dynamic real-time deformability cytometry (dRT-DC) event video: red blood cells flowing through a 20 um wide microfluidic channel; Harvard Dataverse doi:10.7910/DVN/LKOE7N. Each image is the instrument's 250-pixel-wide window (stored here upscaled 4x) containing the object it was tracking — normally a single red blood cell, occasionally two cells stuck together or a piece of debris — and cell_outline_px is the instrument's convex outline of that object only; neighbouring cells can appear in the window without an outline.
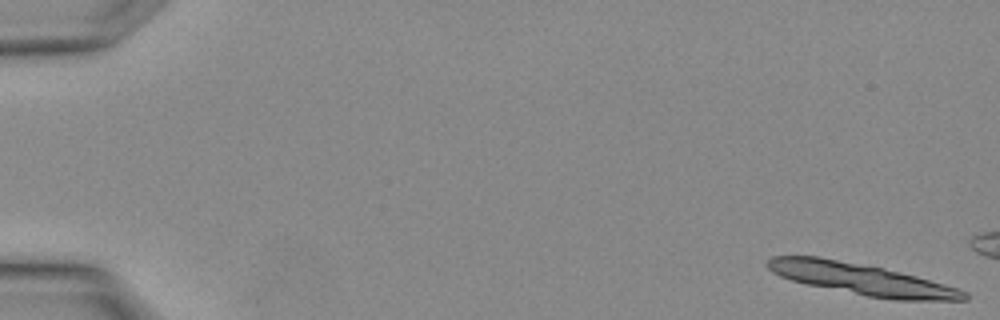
{"species": "Egyptian fruit bat (a non-hibernating species)", "species_latin": "Rousettus aegyptiacus", "temperature_condition": "warm", "stored_images_in_passage": 3, "camera_frame_rate_fps": 3000, "um_per_image_px": 0.085, "animal": {"sex": "female"}, "frame": {"image": 1, "passage_image": 1, "time_ms": 0.0, "image_size_px": [1000, 320], "cell_outline_px": [[968, 300], [892, 300], [868, 296], [808, 284], [792, 280], [780, 276], [772, 272], [764, 264], [764, 260], [772, 256], [820, 256], [884, 268], [916, 276], [944, 284], [968, 292]], "centroid_in_image_um": [73.2, 23.71], "position_along_channel_um": 11.8, "area_um2": 35.84}}